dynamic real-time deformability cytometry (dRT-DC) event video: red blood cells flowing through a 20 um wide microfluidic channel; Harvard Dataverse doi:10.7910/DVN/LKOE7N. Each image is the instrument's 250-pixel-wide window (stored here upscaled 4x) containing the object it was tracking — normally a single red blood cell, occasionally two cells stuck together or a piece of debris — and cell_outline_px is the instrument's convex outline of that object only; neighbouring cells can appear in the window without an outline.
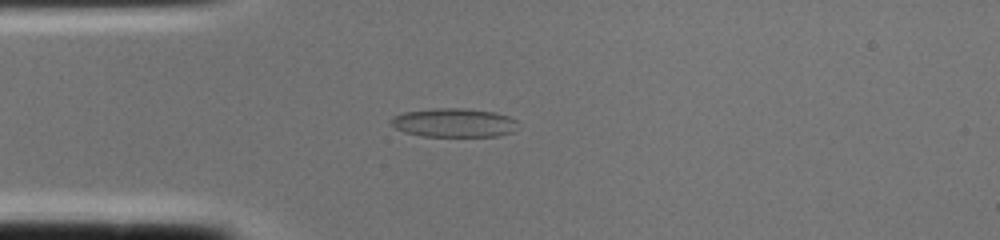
{"species": "common noctule bat (a hibernating species)", "species_latin": "Nyctalus noctula", "temperature_condition": "cold", "stored_images_in_passage": 1, "camera_frame_rate_fps": 3000, "um_per_image_px": 0.085, "animal": {"sex": "female", "body_mass_g": 22.0, "forearm_length_mm": 56.7}, "frame": {"image": 1, "passage_image": 1, "time_ms": 0.0, "image_size_px": [1000, 240], "cell_outline_px": [[516, 120], [512, 132], [496, 136], [420, 136], [404, 132], [388, 124], [392, 116], [404, 112], [436, 108], [464, 108], [496, 112], [508, 116]], "centroid_in_image_um": [38.51, 10.42], "position_along_channel_um": 46.5, "area_um2": 21.33}}